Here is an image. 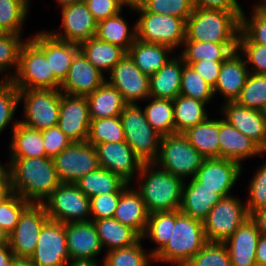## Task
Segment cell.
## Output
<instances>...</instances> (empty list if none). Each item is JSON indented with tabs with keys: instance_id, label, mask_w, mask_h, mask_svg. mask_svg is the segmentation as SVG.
Masks as SVG:
<instances>
[{
	"instance_id": "6da1fadb",
	"label": "cell",
	"mask_w": 266,
	"mask_h": 266,
	"mask_svg": "<svg viewBox=\"0 0 266 266\" xmlns=\"http://www.w3.org/2000/svg\"><path fill=\"white\" fill-rule=\"evenodd\" d=\"M8 166L12 192L29 204H43L61 182L53 158L10 157Z\"/></svg>"
},
{
	"instance_id": "7a4b0ae2",
	"label": "cell",
	"mask_w": 266,
	"mask_h": 266,
	"mask_svg": "<svg viewBox=\"0 0 266 266\" xmlns=\"http://www.w3.org/2000/svg\"><path fill=\"white\" fill-rule=\"evenodd\" d=\"M136 177L137 181H140V188L136 189L144 201L148 214L180 210L185 181L161 169L155 163H143Z\"/></svg>"
},
{
	"instance_id": "3957f363",
	"label": "cell",
	"mask_w": 266,
	"mask_h": 266,
	"mask_svg": "<svg viewBox=\"0 0 266 266\" xmlns=\"http://www.w3.org/2000/svg\"><path fill=\"white\" fill-rule=\"evenodd\" d=\"M241 19L233 12L194 8L186 20L184 41L238 43Z\"/></svg>"
},
{
	"instance_id": "277c9868",
	"label": "cell",
	"mask_w": 266,
	"mask_h": 266,
	"mask_svg": "<svg viewBox=\"0 0 266 266\" xmlns=\"http://www.w3.org/2000/svg\"><path fill=\"white\" fill-rule=\"evenodd\" d=\"M206 243L203 221L176 210L171 237L164 247L154 255V261L185 266Z\"/></svg>"
},
{
	"instance_id": "5b68a950",
	"label": "cell",
	"mask_w": 266,
	"mask_h": 266,
	"mask_svg": "<svg viewBox=\"0 0 266 266\" xmlns=\"http://www.w3.org/2000/svg\"><path fill=\"white\" fill-rule=\"evenodd\" d=\"M204 159L183 133H173L162 136L159 154L154 163L184 181L187 177L194 178Z\"/></svg>"
},
{
	"instance_id": "8992f818",
	"label": "cell",
	"mask_w": 266,
	"mask_h": 266,
	"mask_svg": "<svg viewBox=\"0 0 266 266\" xmlns=\"http://www.w3.org/2000/svg\"><path fill=\"white\" fill-rule=\"evenodd\" d=\"M125 141L143 163H154L162 136L148 123L138 104H127L120 114Z\"/></svg>"
},
{
	"instance_id": "52a82bcc",
	"label": "cell",
	"mask_w": 266,
	"mask_h": 266,
	"mask_svg": "<svg viewBox=\"0 0 266 266\" xmlns=\"http://www.w3.org/2000/svg\"><path fill=\"white\" fill-rule=\"evenodd\" d=\"M11 81L18 90H60L61 87V83L50 71L44 52L30 38L21 46L19 66Z\"/></svg>"
},
{
	"instance_id": "ba28073f",
	"label": "cell",
	"mask_w": 266,
	"mask_h": 266,
	"mask_svg": "<svg viewBox=\"0 0 266 266\" xmlns=\"http://www.w3.org/2000/svg\"><path fill=\"white\" fill-rule=\"evenodd\" d=\"M140 14L136 21L137 39L146 43L164 45L173 50L183 47L186 39V21L171 15L148 12L143 6L133 9Z\"/></svg>"
},
{
	"instance_id": "9c48e42d",
	"label": "cell",
	"mask_w": 266,
	"mask_h": 266,
	"mask_svg": "<svg viewBox=\"0 0 266 266\" xmlns=\"http://www.w3.org/2000/svg\"><path fill=\"white\" fill-rule=\"evenodd\" d=\"M19 101L24 100V120L26 127L45 130L55 127L59 120L61 92L55 89L18 90Z\"/></svg>"
},
{
	"instance_id": "30bf717a",
	"label": "cell",
	"mask_w": 266,
	"mask_h": 266,
	"mask_svg": "<svg viewBox=\"0 0 266 266\" xmlns=\"http://www.w3.org/2000/svg\"><path fill=\"white\" fill-rule=\"evenodd\" d=\"M42 205L51 220L64 224L90 221V198L74 183H61Z\"/></svg>"
},
{
	"instance_id": "8fae6325",
	"label": "cell",
	"mask_w": 266,
	"mask_h": 266,
	"mask_svg": "<svg viewBox=\"0 0 266 266\" xmlns=\"http://www.w3.org/2000/svg\"><path fill=\"white\" fill-rule=\"evenodd\" d=\"M249 217L246 204L237 197H223L203 220L206 241L224 243Z\"/></svg>"
},
{
	"instance_id": "7c38bea8",
	"label": "cell",
	"mask_w": 266,
	"mask_h": 266,
	"mask_svg": "<svg viewBox=\"0 0 266 266\" xmlns=\"http://www.w3.org/2000/svg\"><path fill=\"white\" fill-rule=\"evenodd\" d=\"M61 183H74L99 168L97 149L86 142H71L53 158Z\"/></svg>"
},
{
	"instance_id": "4fadbf2b",
	"label": "cell",
	"mask_w": 266,
	"mask_h": 266,
	"mask_svg": "<svg viewBox=\"0 0 266 266\" xmlns=\"http://www.w3.org/2000/svg\"><path fill=\"white\" fill-rule=\"evenodd\" d=\"M49 219L42 204H29L20 214L15 229L9 234V247L17 258H30L35 251L39 233Z\"/></svg>"
},
{
	"instance_id": "5bb4252c",
	"label": "cell",
	"mask_w": 266,
	"mask_h": 266,
	"mask_svg": "<svg viewBox=\"0 0 266 266\" xmlns=\"http://www.w3.org/2000/svg\"><path fill=\"white\" fill-rule=\"evenodd\" d=\"M29 259L34 266H66L70 256L65 224L48 219L40 230L35 251Z\"/></svg>"
},
{
	"instance_id": "9a60e30c",
	"label": "cell",
	"mask_w": 266,
	"mask_h": 266,
	"mask_svg": "<svg viewBox=\"0 0 266 266\" xmlns=\"http://www.w3.org/2000/svg\"><path fill=\"white\" fill-rule=\"evenodd\" d=\"M109 74V81H106L121 93L127 104H136V101L150 99V77L141 72L128 53L112 68Z\"/></svg>"
},
{
	"instance_id": "2e32d148",
	"label": "cell",
	"mask_w": 266,
	"mask_h": 266,
	"mask_svg": "<svg viewBox=\"0 0 266 266\" xmlns=\"http://www.w3.org/2000/svg\"><path fill=\"white\" fill-rule=\"evenodd\" d=\"M95 148L100 168L118 175L128 184H131L132 180L134 181L133 178L140 172L143 162L135 155L126 141L106 142Z\"/></svg>"
},
{
	"instance_id": "e0dca14e",
	"label": "cell",
	"mask_w": 266,
	"mask_h": 266,
	"mask_svg": "<svg viewBox=\"0 0 266 266\" xmlns=\"http://www.w3.org/2000/svg\"><path fill=\"white\" fill-rule=\"evenodd\" d=\"M65 235L70 262L100 265L95 257L102 246L93 221L65 223Z\"/></svg>"
},
{
	"instance_id": "ac0fdd59",
	"label": "cell",
	"mask_w": 266,
	"mask_h": 266,
	"mask_svg": "<svg viewBox=\"0 0 266 266\" xmlns=\"http://www.w3.org/2000/svg\"><path fill=\"white\" fill-rule=\"evenodd\" d=\"M89 104L85 96L61 93L57 126L72 142H86L90 130Z\"/></svg>"
},
{
	"instance_id": "d6986e66",
	"label": "cell",
	"mask_w": 266,
	"mask_h": 266,
	"mask_svg": "<svg viewBox=\"0 0 266 266\" xmlns=\"http://www.w3.org/2000/svg\"><path fill=\"white\" fill-rule=\"evenodd\" d=\"M242 165L223 158H205L194 180L203 188L216 190L222 197L230 196L231 189L242 174Z\"/></svg>"
},
{
	"instance_id": "ffe728a7",
	"label": "cell",
	"mask_w": 266,
	"mask_h": 266,
	"mask_svg": "<svg viewBox=\"0 0 266 266\" xmlns=\"http://www.w3.org/2000/svg\"><path fill=\"white\" fill-rule=\"evenodd\" d=\"M61 14L64 33H57L56 30L49 32L54 37L80 44L95 36L97 21L83 0L61 6Z\"/></svg>"
},
{
	"instance_id": "44dd1931",
	"label": "cell",
	"mask_w": 266,
	"mask_h": 266,
	"mask_svg": "<svg viewBox=\"0 0 266 266\" xmlns=\"http://www.w3.org/2000/svg\"><path fill=\"white\" fill-rule=\"evenodd\" d=\"M45 54L50 71L62 84L68 75L74 56L80 51L79 44L60 40L48 32L41 31L29 37Z\"/></svg>"
},
{
	"instance_id": "7402d4cb",
	"label": "cell",
	"mask_w": 266,
	"mask_h": 266,
	"mask_svg": "<svg viewBox=\"0 0 266 266\" xmlns=\"http://www.w3.org/2000/svg\"><path fill=\"white\" fill-rule=\"evenodd\" d=\"M222 106L223 119L238 131L253 140L266 151V116L262 111L243 107L235 102H225Z\"/></svg>"
},
{
	"instance_id": "603a6c76",
	"label": "cell",
	"mask_w": 266,
	"mask_h": 266,
	"mask_svg": "<svg viewBox=\"0 0 266 266\" xmlns=\"http://www.w3.org/2000/svg\"><path fill=\"white\" fill-rule=\"evenodd\" d=\"M107 79L79 51L73 59L68 75L62 82L60 92L73 96H88Z\"/></svg>"
},
{
	"instance_id": "cb8c5ba5",
	"label": "cell",
	"mask_w": 266,
	"mask_h": 266,
	"mask_svg": "<svg viewBox=\"0 0 266 266\" xmlns=\"http://www.w3.org/2000/svg\"><path fill=\"white\" fill-rule=\"evenodd\" d=\"M239 53L237 49L222 62L218 81L213 88L214 95L219 92L226 100L224 102H235L239 98L250 73L246 60Z\"/></svg>"
},
{
	"instance_id": "d4e9b609",
	"label": "cell",
	"mask_w": 266,
	"mask_h": 266,
	"mask_svg": "<svg viewBox=\"0 0 266 266\" xmlns=\"http://www.w3.org/2000/svg\"><path fill=\"white\" fill-rule=\"evenodd\" d=\"M263 154L265 152L253 140L226 120H219V158L229 159L242 165V160Z\"/></svg>"
},
{
	"instance_id": "484cf974",
	"label": "cell",
	"mask_w": 266,
	"mask_h": 266,
	"mask_svg": "<svg viewBox=\"0 0 266 266\" xmlns=\"http://www.w3.org/2000/svg\"><path fill=\"white\" fill-rule=\"evenodd\" d=\"M260 235L257 225L249 217L224 242L232 266H257L255 252Z\"/></svg>"
},
{
	"instance_id": "4316f807",
	"label": "cell",
	"mask_w": 266,
	"mask_h": 266,
	"mask_svg": "<svg viewBox=\"0 0 266 266\" xmlns=\"http://www.w3.org/2000/svg\"><path fill=\"white\" fill-rule=\"evenodd\" d=\"M223 197L214 189L203 188L202 184L190 179L183 184L180 211L192 218L203 221L210 210Z\"/></svg>"
},
{
	"instance_id": "83f0119b",
	"label": "cell",
	"mask_w": 266,
	"mask_h": 266,
	"mask_svg": "<svg viewBox=\"0 0 266 266\" xmlns=\"http://www.w3.org/2000/svg\"><path fill=\"white\" fill-rule=\"evenodd\" d=\"M184 64L182 56L175 55L159 71L150 76L149 97L174 100L180 95Z\"/></svg>"
},
{
	"instance_id": "f1b7e54d",
	"label": "cell",
	"mask_w": 266,
	"mask_h": 266,
	"mask_svg": "<svg viewBox=\"0 0 266 266\" xmlns=\"http://www.w3.org/2000/svg\"><path fill=\"white\" fill-rule=\"evenodd\" d=\"M128 185L121 193L113 218L135 230L141 237L145 233L148 212L137 189Z\"/></svg>"
},
{
	"instance_id": "f546056e",
	"label": "cell",
	"mask_w": 266,
	"mask_h": 266,
	"mask_svg": "<svg viewBox=\"0 0 266 266\" xmlns=\"http://www.w3.org/2000/svg\"><path fill=\"white\" fill-rule=\"evenodd\" d=\"M90 120L120 116L127 105L121 93L107 81L86 96Z\"/></svg>"
},
{
	"instance_id": "4dcf8cb0",
	"label": "cell",
	"mask_w": 266,
	"mask_h": 266,
	"mask_svg": "<svg viewBox=\"0 0 266 266\" xmlns=\"http://www.w3.org/2000/svg\"><path fill=\"white\" fill-rule=\"evenodd\" d=\"M173 51L172 48L164 45L146 43L136 39L127 53L141 72L150 77L172 58V56H168V53Z\"/></svg>"
},
{
	"instance_id": "1f68e13d",
	"label": "cell",
	"mask_w": 266,
	"mask_h": 266,
	"mask_svg": "<svg viewBox=\"0 0 266 266\" xmlns=\"http://www.w3.org/2000/svg\"><path fill=\"white\" fill-rule=\"evenodd\" d=\"M10 157H47L42 131L26 127L15 121L11 128Z\"/></svg>"
},
{
	"instance_id": "d6a6232c",
	"label": "cell",
	"mask_w": 266,
	"mask_h": 266,
	"mask_svg": "<svg viewBox=\"0 0 266 266\" xmlns=\"http://www.w3.org/2000/svg\"><path fill=\"white\" fill-rule=\"evenodd\" d=\"M79 50L101 73L104 71L110 73L112 68L127 54L120 46L107 43L95 36L80 43Z\"/></svg>"
},
{
	"instance_id": "836d02e7",
	"label": "cell",
	"mask_w": 266,
	"mask_h": 266,
	"mask_svg": "<svg viewBox=\"0 0 266 266\" xmlns=\"http://www.w3.org/2000/svg\"><path fill=\"white\" fill-rule=\"evenodd\" d=\"M102 248L108 251L129 247L142 237L132 228L121 224L114 218L93 220Z\"/></svg>"
},
{
	"instance_id": "e575fe53",
	"label": "cell",
	"mask_w": 266,
	"mask_h": 266,
	"mask_svg": "<svg viewBox=\"0 0 266 266\" xmlns=\"http://www.w3.org/2000/svg\"><path fill=\"white\" fill-rule=\"evenodd\" d=\"M183 134L205 158H219V120L209 119L188 128Z\"/></svg>"
},
{
	"instance_id": "d590c367",
	"label": "cell",
	"mask_w": 266,
	"mask_h": 266,
	"mask_svg": "<svg viewBox=\"0 0 266 266\" xmlns=\"http://www.w3.org/2000/svg\"><path fill=\"white\" fill-rule=\"evenodd\" d=\"M75 185L89 198L111 192H122L128 185L118 175L98 168L80 178Z\"/></svg>"
},
{
	"instance_id": "8d00e7d4",
	"label": "cell",
	"mask_w": 266,
	"mask_h": 266,
	"mask_svg": "<svg viewBox=\"0 0 266 266\" xmlns=\"http://www.w3.org/2000/svg\"><path fill=\"white\" fill-rule=\"evenodd\" d=\"M128 22L117 14L113 17L97 22L95 37L123 48L128 52L131 45L137 39L136 23L133 30H129Z\"/></svg>"
},
{
	"instance_id": "74e56055",
	"label": "cell",
	"mask_w": 266,
	"mask_h": 266,
	"mask_svg": "<svg viewBox=\"0 0 266 266\" xmlns=\"http://www.w3.org/2000/svg\"><path fill=\"white\" fill-rule=\"evenodd\" d=\"M184 50L180 53L184 63L201 60L224 61L238 48V43H214L199 41H184Z\"/></svg>"
},
{
	"instance_id": "f35d334b",
	"label": "cell",
	"mask_w": 266,
	"mask_h": 266,
	"mask_svg": "<svg viewBox=\"0 0 266 266\" xmlns=\"http://www.w3.org/2000/svg\"><path fill=\"white\" fill-rule=\"evenodd\" d=\"M173 106L175 133H183L208 117L206 103L194 98L178 95L173 100Z\"/></svg>"
},
{
	"instance_id": "ab89813d",
	"label": "cell",
	"mask_w": 266,
	"mask_h": 266,
	"mask_svg": "<svg viewBox=\"0 0 266 266\" xmlns=\"http://www.w3.org/2000/svg\"><path fill=\"white\" fill-rule=\"evenodd\" d=\"M150 98L143 109L148 123L161 136L175 133L173 100Z\"/></svg>"
},
{
	"instance_id": "60d3db41",
	"label": "cell",
	"mask_w": 266,
	"mask_h": 266,
	"mask_svg": "<svg viewBox=\"0 0 266 266\" xmlns=\"http://www.w3.org/2000/svg\"><path fill=\"white\" fill-rule=\"evenodd\" d=\"M175 224V211L155 212L148 215L145 233L142 239H151L157 246L150 251L154 256L169 241Z\"/></svg>"
},
{
	"instance_id": "b9f144b4",
	"label": "cell",
	"mask_w": 266,
	"mask_h": 266,
	"mask_svg": "<svg viewBox=\"0 0 266 266\" xmlns=\"http://www.w3.org/2000/svg\"><path fill=\"white\" fill-rule=\"evenodd\" d=\"M142 238L129 247L113 249L107 251L103 257L102 266H149L154 260L150 252H145L142 244Z\"/></svg>"
},
{
	"instance_id": "7bdbcfd3",
	"label": "cell",
	"mask_w": 266,
	"mask_h": 266,
	"mask_svg": "<svg viewBox=\"0 0 266 266\" xmlns=\"http://www.w3.org/2000/svg\"><path fill=\"white\" fill-rule=\"evenodd\" d=\"M243 11L238 43H258L266 45V4L253 7L252 16L247 19Z\"/></svg>"
},
{
	"instance_id": "ee69618b",
	"label": "cell",
	"mask_w": 266,
	"mask_h": 266,
	"mask_svg": "<svg viewBox=\"0 0 266 266\" xmlns=\"http://www.w3.org/2000/svg\"><path fill=\"white\" fill-rule=\"evenodd\" d=\"M87 141L94 147L106 142L125 141L120 116L91 120Z\"/></svg>"
},
{
	"instance_id": "f6af8a7d",
	"label": "cell",
	"mask_w": 266,
	"mask_h": 266,
	"mask_svg": "<svg viewBox=\"0 0 266 266\" xmlns=\"http://www.w3.org/2000/svg\"><path fill=\"white\" fill-rule=\"evenodd\" d=\"M30 6L23 0H0V26L6 33L22 35Z\"/></svg>"
},
{
	"instance_id": "bcb514c9",
	"label": "cell",
	"mask_w": 266,
	"mask_h": 266,
	"mask_svg": "<svg viewBox=\"0 0 266 266\" xmlns=\"http://www.w3.org/2000/svg\"><path fill=\"white\" fill-rule=\"evenodd\" d=\"M236 102L243 107L263 112L266 107V75L249 73Z\"/></svg>"
},
{
	"instance_id": "7dc6e473",
	"label": "cell",
	"mask_w": 266,
	"mask_h": 266,
	"mask_svg": "<svg viewBox=\"0 0 266 266\" xmlns=\"http://www.w3.org/2000/svg\"><path fill=\"white\" fill-rule=\"evenodd\" d=\"M180 95L200 100L206 104H209L215 97L213 88L188 64L183 65Z\"/></svg>"
},
{
	"instance_id": "c3c4849f",
	"label": "cell",
	"mask_w": 266,
	"mask_h": 266,
	"mask_svg": "<svg viewBox=\"0 0 266 266\" xmlns=\"http://www.w3.org/2000/svg\"><path fill=\"white\" fill-rule=\"evenodd\" d=\"M25 39H21V35L6 33L0 36V75L6 70L14 68V72L4 76L2 80H11L17 72L19 66V53ZM9 75V76H8Z\"/></svg>"
},
{
	"instance_id": "681fc988",
	"label": "cell",
	"mask_w": 266,
	"mask_h": 266,
	"mask_svg": "<svg viewBox=\"0 0 266 266\" xmlns=\"http://www.w3.org/2000/svg\"><path fill=\"white\" fill-rule=\"evenodd\" d=\"M185 266H232L224 243L207 242Z\"/></svg>"
},
{
	"instance_id": "f907efd6",
	"label": "cell",
	"mask_w": 266,
	"mask_h": 266,
	"mask_svg": "<svg viewBox=\"0 0 266 266\" xmlns=\"http://www.w3.org/2000/svg\"><path fill=\"white\" fill-rule=\"evenodd\" d=\"M19 92L11 80H0V133L14 118L19 104Z\"/></svg>"
},
{
	"instance_id": "816d5d0a",
	"label": "cell",
	"mask_w": 266,
	"mask_h": 266,
	"mask_svg": "<svg viewBox=\"0 0 266 266\" xmlns=\"http://www.w3.org/2000/svg\"><path fill=\"white\" fill-rule=\"evenodd\" d=\"M142 6L148 12L171 15L185 21L194 10L192 0H147Z\"/></svg>"
},
{
	"instance_id": "f5cc1de1",
	"label": "cell",
	"mask_w": 266,
	"mask_h": 266,
	"mask_svg": "<svg viewBox=\"0 0 266 266\" xmlns=\"http://www.w3.org/2000/svg\"><path fill=\"white\" fill-rule=\"evenodd\" d=\"M28 205L27 201L14 192L0 202V226L8 234L15 229L20 214Z\"/></svg>"
},
{
	"instance_id": "db71d44e",
	"label": "cell",
	"mask_w": 266,
	"mask_h": 266,
	"mask_svg": "<svg viewBox=\"0 0 266 266\" xmlns=\"http://www.w3.org/2000/svg\"><path fill=\"white\" fill-rule=\"evenodd\" d=\"M246 208L249 216L258 209L266 207V162L253 175L249 186Z\"/></svg>"
},
{
	"instance_id": "11a10c76",
	"label": "cell",
	"mask_w": 266,
	"mask_h": 266,
	"mask_svg": "<svg viewBox=\"0 0 266 266\" xmlns=\"http://www.w3.org/2000/svg\"><path fill=\"white\" fill-rule=\"evenodd\" d=\"M122 192H111L90 198V221L113 218Z\"/></svg>"
},
{
	"instance_id": "9f6ffc18",
	"label": "cell",
	"mask_w": 266,
	"mask_h": 266,
	"mask_svg": "<svg viewBox=\"0 0 266 266\" xmlns=\"http://www.w3.org/2000/svg\"><path fill=\"white\" fill-rule=\"evenodd\" d=\"M238 51L243 53L250 73L266 75V45L258 43H238Z\"/></svg>"
},
{
	"instance_id": "6f0895ef",
	"label": "cell",
	"mask_w": 266,
	"mask_h": 266,
	"mask_svg": "<svg viewBox=\"0 0 266 266\" xmlns=\"http://www.w3.org/2000/svg\"><path fill=\"white\" fill-rule=\"evenodd\" d=\"M42 135L46 156L49 158H55L72 142L58 126L42 130Z\"/></svg>"
},
{
	"instance_id": "680465c9",
	"label": "cell",
	"mask_w": 266,
	"mask_h": 266,
	"mask_svg": "<svg viewBox=\"0 0 266 266\" xmlns=\"http://www.w3.org/2000/svg\"><path fill=\"white\" fill-rule=\"evenodd\" d=\"M94 19L101 20L113 17L123 9L122 0H83Z\"/></svg>"
},
{
	"instance_id": "91938a15",
	"label": "cell",
	"mask_w": 266,
	"mask_h": 266,
	"mask_svg": "<svg viewBox=\"0 0 266 266\" xmlns=\"http://www.w3.org/2000/svg\"><path fill=\"white\" fill-rule=\"evenodd\" d=\"M223 61L201 60L190 65L212 88L215 87Z\"/></svg>"
},
{
	"instance_id": "94428289",
	"label": "cell",
	"mask_w": 266,
	"mask_h": 266,
	"mask_svg": "<svg viewBox=\"0 0 266 266\" xmlns=\"http://www.w3.org/2000/svg\"><path fill=\"white\" fill-rule=\"evenodd\" d=\"M194 8L215 9L225 12H233L240 19L242 17V7L237 0H192Z\"/></svg>"
},
{
	"instance_id": "6125c7cd",
	"label": "cell",
	"mask_w": 266,
	"mask_h": 266,
	"mask_svg": "<svg viewBox=\"0 0 266 266\" xmlns=\"http://www.w3.org/2000/svg\"><path fill=\"white\" fill-rule=\"evenodd\" d=\"M12 193L11 176L7 166L0 167V202Z\"/></svg>"
},
{
	"instance_id": "be15d7a7",
	"label": "cell",
	"mask_w": 266,
	"mask_h": 266,
	"mask_svg": "<svg viewBox=\"0 0 266 266\" xmlns=\"http://www.w3.org/2000/svg\"><path fill=\"white\" fill-rule=\"evenodd\" d=\"M257 266H266V235L261 234L255 252Z\"/></svg>"
},
{
	"instance_id": "e7e4bbea",
	"label": "cell",
	"mask_w": 266,
	"mask_h": 266,
	"mask_svg": "<svg viewBox=\"0 0 266 266\" xmlns=\"http://www.w3.org/2000/svg\"><path fill=\"white\" fill-rule=\"evenodd\" d=\"M250 218L257 225V229L260 232V234L266 235V207L255 210L250 215Z\"/></svg>"
},
{
	"instance_id": "03108f58",
	"label": "cell",
	"mask_w": 266,
	"mask_h": 266,
	"mask_svg": "<svg viewBox=\"0 0 266 266\" xmlns=\"http://www.w3.org/2000/svg\"><path fill=\"white\" fill-rule=\"evenodd\" d=\"M14 257L9 244L0 246V266H10Z\"/></svg>"
},
{
	"instance_id": "003e7915",
	"label": "cell",
	"mask_w": 266,
	"mask_h": 266,
	"mask_svg": "<svg viewBox=\"0 0 266 266\" xmlns=\"http://www.w3.org/2000/svg\"><path fill=\"white\" fill-rule=\"evenodd\" d=\"M10 266H34L28 258H17L14 257Z\"/></svg>"
},
{
	"instance_id": "a7ac6f4b",
	"label": "cell",
	"mask_w": 266,
	"mask_h": 266,
	"mask_svg": "<svg viewBox=\"0 0 266 266\" xmlns=\"http://www.w3.org/2000/svg\"><path fill=\"white\" fill-rule=\"evenodd\" d=\"M147 0H122L124 6L135 9L142 6Z\"/></svg>"
},
{
	"instance_id": "89a4df30",
	"label": "cell",
	"mask_w": 266,
	"mask_h": 266,
	"mask_svg": "<svg viewBox=\"0 0 266 266\" xmlns=\"http://www.w3.org/2000/svg\"><path fill=\"white\" fill-rule=\"evenodd\" d=\"M9 244V234L0 226V246Z\"/></svg>"
},
{
	"instance_id": "2644e50d",
	"label": "cell",
	"mask_w": 266,
	"mask_h": 266,
	"mask_svg": "<svg viewBox=\"0 0 266 266\" xmlns=\"http://www.w3.org/2000/svg\"><path fill=\"white\" fill-rule=\"evenodd\" d=\"M66 266H100V265H94L90 263H80V262H69Z\"/></svg>"
},
{
	"instance_id": "8c879c8a",
	"label": "cell",
	"mask_w": 266,
	"mask_h": 266,
	"mask_svg": "<svg viewBox=\"0 0 266 266\" xmlns=\"http://www.w3.org/2000/svg\"><path fill=\"white\" fill-rule=\"evenodd\" d=\"M60 6H64L71 3H76L82 0H56Z\"/></svg>"
},
{
	"instance_id": "753ad0ef",
	"label": "cell",
	"mask_w": 266,
	"mask_h": 266,
	"mask_svg": "<svg viewBox=\"0 0 266 266\" xmlns=\"http://www.w3.org/2000/svg\"><path fill=\"white\" fill-rule=\"evenodd\" d=\"M6 34V32L2 29V27L0 26V36H3V35H5Z\"/></svg>"
},
{
	"instance_id": "34e18365",
	"label": "cell",
	"mask_w": 266,
	"mask_h": 266,
	"mask_svg": "<svg viewBox=\"0 0 266 266\" xmlns=\"http://www.w3.org/2000/svg\"><path fill=\"white\" fill-rule=\"evenodd\" d=\"M258 4H266V0H264L263 2L261 1L260 3L258 2Z\"/></svg>"
},
{
	"instance_id": "11e5206c",
	"label": "cell",
	"mask_w": 266,
	"mask_h": 266,
	"mask_svg": "<svg viewBox=\"0 0 266 266\" xmlns=\"http://www.w3.org/2000/svg\"><path fill=\"white\" fill-rule=\"evenodd\" d=\"M24 2H26L28 5L30 4L29 0H23Z\"/></svg>"
},
{
	"instance_id": "2a66077c",
	"label": "cell",
	"mask_w": 266,
	"mask_h": 266,
	"mask_svg": "<svg viewBox=\"0 0 266 266\" xmlns=\"http://www.w3.org/2000/svg\"><path fill=\"white\" fill-rule=\"evenodd\" d=\"M263 113H264V115L266 116V107H265V109H264Z\"/></svg>"
}]
</instances>
